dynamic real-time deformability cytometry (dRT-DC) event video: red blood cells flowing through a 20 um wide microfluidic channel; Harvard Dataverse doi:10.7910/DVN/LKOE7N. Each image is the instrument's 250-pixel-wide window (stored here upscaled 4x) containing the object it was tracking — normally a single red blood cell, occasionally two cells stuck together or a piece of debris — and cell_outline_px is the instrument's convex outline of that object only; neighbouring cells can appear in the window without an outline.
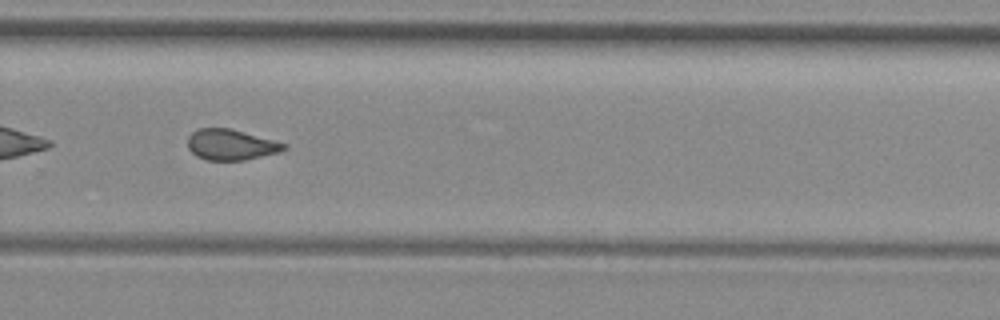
{"species": "common noctule bat (a hibernating species)", "species_latin": "Nyctalus noctula", "temperature_condition": "room temperature", "stored_images_in_passage": 22, "camera_frame_rate_fps": 3000, "um_per_image_px": 0.085, "animal": {"sex": "female", "body_mass_g": 29.2, "forearm_length_mm": 56.3}, "frame": {"image": 1, "passage_image": 18, "time_ms": 5.667, "image_size_px": [1000, 320], "cell_outline_px": [[288, 148], [280, 152], [244, 160], [204, 160], [196, 156], [188, 148], [188, 136], [192, 132], [200, 128], [228, 128], [288, 144]], "centroid_in_image_um": [19.62, 12.31], "position_along_channel_um": 310.2, "area_um2": 17.17}, "authors_computed_cell_mechanics": {"area_um2": 17.5423, "velocity_mm_per_s": 4.0164, "shape_relaxation_time_tau1_ms": null, "shape_relaxation_time_tau2_ms": 1.6173, "deformation_change_tau1": null, "deformation_change_tau2": 0.0554}}